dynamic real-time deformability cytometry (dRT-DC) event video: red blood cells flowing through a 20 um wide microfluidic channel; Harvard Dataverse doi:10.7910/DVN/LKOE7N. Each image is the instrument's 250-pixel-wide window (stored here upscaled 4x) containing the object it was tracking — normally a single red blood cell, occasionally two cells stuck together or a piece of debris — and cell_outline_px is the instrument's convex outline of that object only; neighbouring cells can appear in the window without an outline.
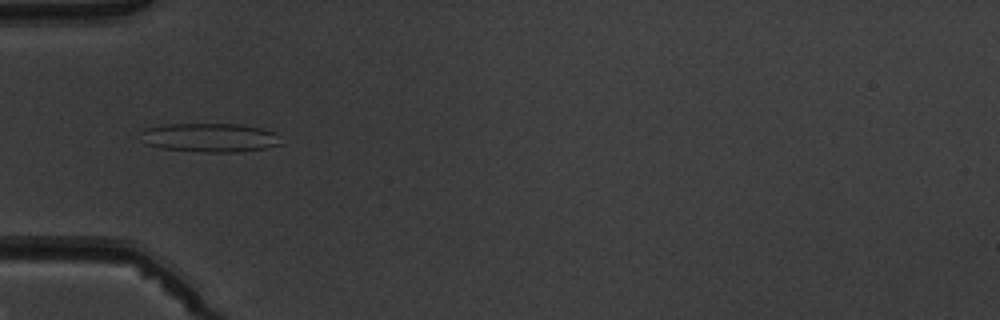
{"species": "common noctule bat (a hibernating species)", "species_latin": "Nyctalus noctula", "temperature_condition": "warm", "stored_images_in_passage": 4, "camera_frame_rate_fps": 3000, "um_per_image_px": 0.085, "animal": {"sex": "male", "body_mass_g": 19.5, "forearm_length_mm": 54.6}, "frame": {"image": 1, "passage_image": 4, "time_ms": 4.333, "image_size_px": [1000, 320], "cell_outline_px": [[280, 144], [264, 148], [236, 152], [200, 152], [160, 148], [148, 144], [144, 132], [144, 128], [168, 124], [244, 124], [276, 132]], "centroid_in_image_um": [17.89, 11.69], "position_along_channel_um": 67.1, "area_um2": 23.24}}